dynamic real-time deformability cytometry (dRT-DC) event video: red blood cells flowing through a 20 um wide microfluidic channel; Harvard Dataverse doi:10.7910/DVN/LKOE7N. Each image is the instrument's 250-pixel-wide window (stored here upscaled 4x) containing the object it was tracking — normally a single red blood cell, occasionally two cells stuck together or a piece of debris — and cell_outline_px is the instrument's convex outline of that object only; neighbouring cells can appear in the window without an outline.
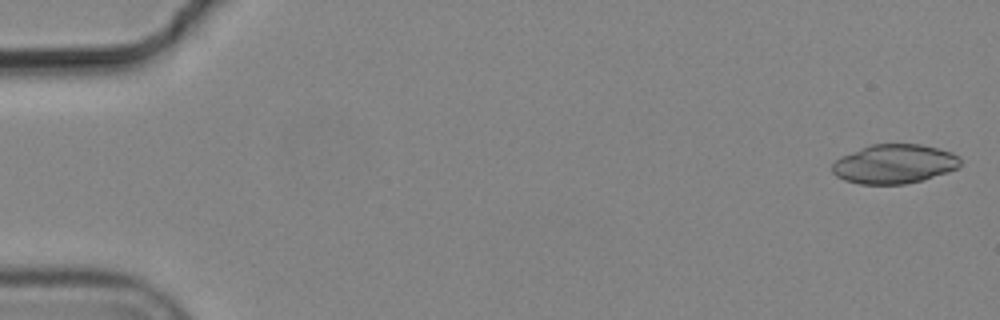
{"species": "common noctule bat (a hibernating species)", "species_latin": "Nyctalus noctula", "temperature_condition": "cold", "stored_images_in_passage": 6, "segment_of_instrument_passage": [2, 2], "camera_frame_rate_fps": 3000, "um_per_image_px": 0.085, "animal": {"sex": "male", "body_mass_g": 19.2, "forearm_length_mm": 51.8}, "frame": {"image": 1, "passage_image": 6, "time_ms": 1.667, "image_size_px": [1000, 320], "cell_outline_px": [[960, 164], [956, 168], [948, 172], [924, 180], [904, 184], [860, 184], [844, 180], [836, 176], [832, 172], [832, 164], [840, 156], [860, 148], [872, 144], [920, 144], [952, 152], [960, 156]], "centroid_in_image_um": [76.0, 13.94], "position_along_channel_um": 9.0, "area_um2": 29.36}}